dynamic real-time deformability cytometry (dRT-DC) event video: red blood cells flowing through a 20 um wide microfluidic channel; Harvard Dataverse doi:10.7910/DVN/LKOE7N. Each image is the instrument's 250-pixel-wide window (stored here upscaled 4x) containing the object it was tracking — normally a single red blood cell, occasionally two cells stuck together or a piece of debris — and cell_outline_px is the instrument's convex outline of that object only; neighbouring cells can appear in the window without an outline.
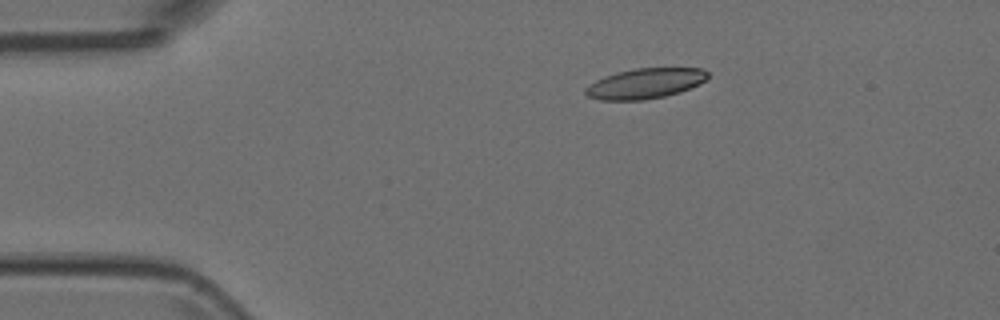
{"species": "Egyptian fruit bat (a non-hibernating species)", "species_latin": "Rousettus aegyptiacus", "temperature_condition": "room temperature", "stored_images_in_passage": 6, "camera_frame_rate_fps": 3000, "um_per_image_px": 0.085, "animal": {"sex": "female"}, "frame": {"image": 1, "passage_image": 1, "time_ms": 0.0, "image_size_px": [1000, 320], "cell_outline_px": [[708, 76], [700, 84], [680, 92], [664, 96], [644, 100], [600, 100], [588, 96], [584, 92], [584, 88], [588, 84], [604, 76], [616, 72], [636, 68], [704, 68], [708, 72]], "centroid_in_image_um": [54.82, 7.09], "position_along_channel_um": 30.2, "area_um2": 21.68}}
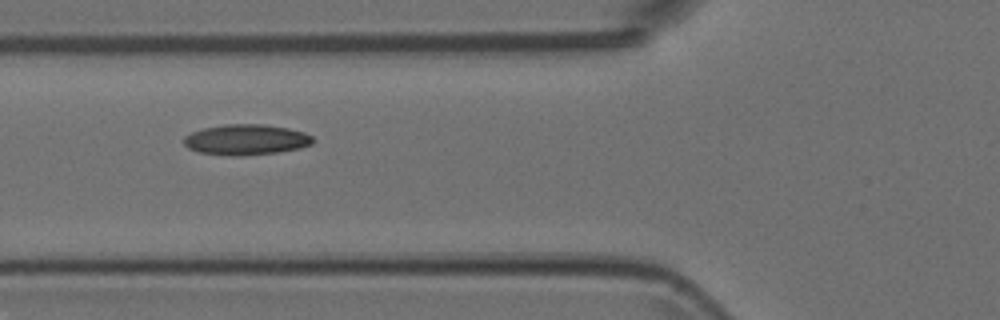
{"frame": {"image": 2, "passage_image": 4, "time_ms": 1.0, "image_size_px": [1000, 320], "cell_outline_px": [[316, 140], [312, 144], [300, 148], [276, 152], [240, 156], [232, 156], [200, 152], [188, 148], [184, 144], [184, 136], [192, 132], [204, 128], [224, 124], [264, 124], [288, 128], [304, 132], [312, 136]], "centroid_in_image_um": [20.94, 11.86], "position_along_channel_um": 104.9, "area_um2": 23.0}}
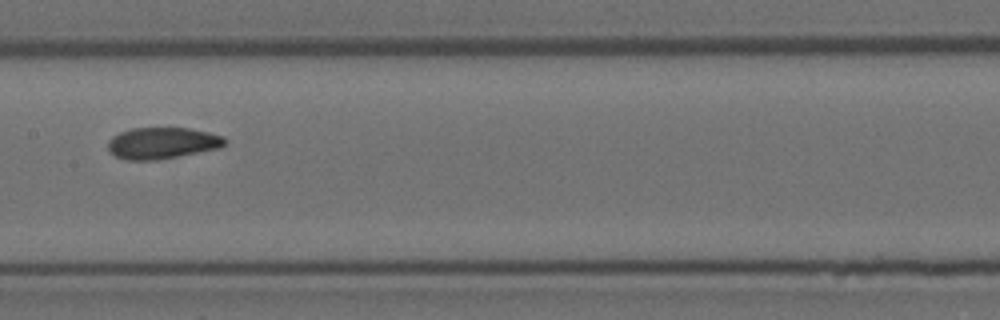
{"frame": {"image": 3, "passage_image": 6, "time_ms": 1.667, "image_size_px": [1000, 320], "cell_outline_px": [[228, 140], [220, 148], [156, 160], [124, 160], [116, 156], [108, 148], [108, 140], [112, 136], [120, 132], [132, 128], [188, 128], [208, 132], [224, 136]], "centroid_in_image_um": [13.79, 12.16], "position_along_channel_um": 193.6, "area_um2": 21.39}}